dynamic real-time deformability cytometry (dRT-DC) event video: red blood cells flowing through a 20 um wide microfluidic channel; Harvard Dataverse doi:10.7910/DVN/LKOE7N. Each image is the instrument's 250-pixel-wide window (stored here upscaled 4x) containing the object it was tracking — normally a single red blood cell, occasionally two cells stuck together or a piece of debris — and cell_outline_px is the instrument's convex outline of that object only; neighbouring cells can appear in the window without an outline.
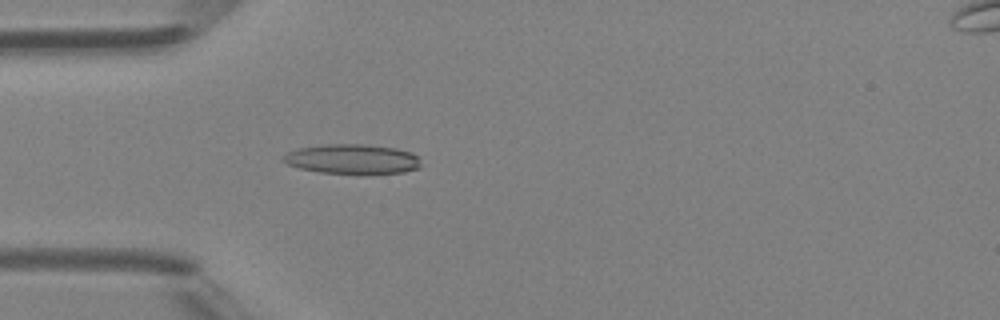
{"species": "Egyptian fruit bat (a non-hibernating species)", "species_latin": "Rousettus aegyptiacus", "temperature_condition": "room temperature", "stored_images_in_passage": 2, "camera_frame_rate_fps": 3000, "um_per_image_px": 0.085, "animal": {"sex": "female"}, "frame": {"image": 1, "passage_image": 2, "time_ms": 1.0, "image_size_px": [1000, 320], "cell_outline_px": [[420, 168], [404, 172], [320, 172], [300, 168], [288, 164], [280, 160], [288, 152], [300, 148], [324, 144], [368, 144], [396, 148], [412, 152], [416, 156], [420, 164]], "centroid_in_image_um": [29.94, 13.49], "position_along_channel_um": 55.1, "area_um2": 23.29}}